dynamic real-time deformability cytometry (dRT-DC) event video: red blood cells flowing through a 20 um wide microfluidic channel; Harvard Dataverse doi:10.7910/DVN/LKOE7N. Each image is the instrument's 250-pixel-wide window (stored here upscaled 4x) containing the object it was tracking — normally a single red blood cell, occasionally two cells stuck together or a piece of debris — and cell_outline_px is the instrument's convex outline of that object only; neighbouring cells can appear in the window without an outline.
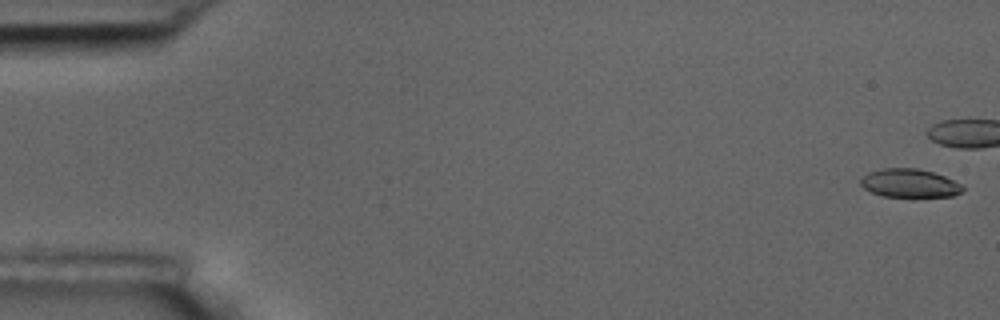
{"species": "common noctule bat (a hibernating species)", "species_latin": "Nyctalus noctula", "temperature_condition": "room temperature", "stored_images_in_passage": 9, "camera_frame_rate_fps": 3000, "um_per_image_px": 0.085, "animal": {"sex": "male", "body_mass_g": 17.5, "forearm_length_mm": 52.3}, "frame": {"image": 1, "passage_image": 1, "time_ms": 0.0, "image_size_px": [1000, 320], "cell_outline_px": [[964, 188], [960, 192], [952, 196], [884, 196], [872, 192], [864, 188], [860, 184], [860, 180], [868, 172], [884, 168], [916, 168], [932, 172], [944, 176], [964, 184]], "centroid_in_image_um": [77.33, 15.56], "position_along_channel_um": 7.7, "area_um2": 16.76}}
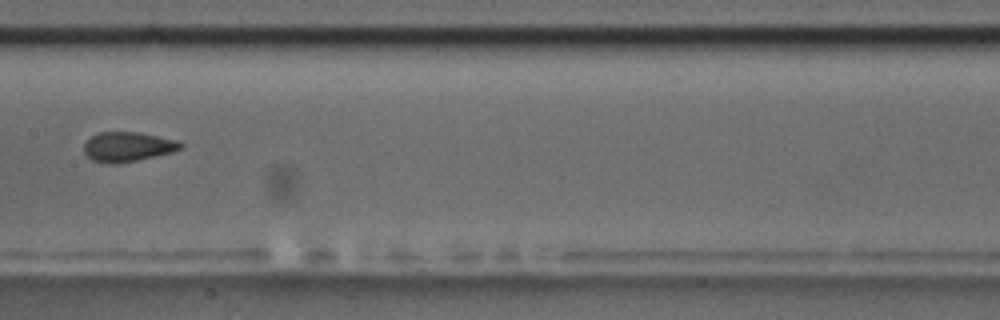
{"frame": {"image": 2, "passage_image": 9, "time_ms": 10.0, "image_size_px": [1000, 320], "cell_outline_px": [[184, 144], [180, 148], [172, 152], [136, 160], [116, 164], [108, 164], [92, 160], [84, 152], [84, 144], [92, 136], [100, 132], [140, 132], [176, 140]], "centroid_in_image_um": [10.84, 12.47], "position_along_channel_um": 196.6, "area_um2": 16.53}}